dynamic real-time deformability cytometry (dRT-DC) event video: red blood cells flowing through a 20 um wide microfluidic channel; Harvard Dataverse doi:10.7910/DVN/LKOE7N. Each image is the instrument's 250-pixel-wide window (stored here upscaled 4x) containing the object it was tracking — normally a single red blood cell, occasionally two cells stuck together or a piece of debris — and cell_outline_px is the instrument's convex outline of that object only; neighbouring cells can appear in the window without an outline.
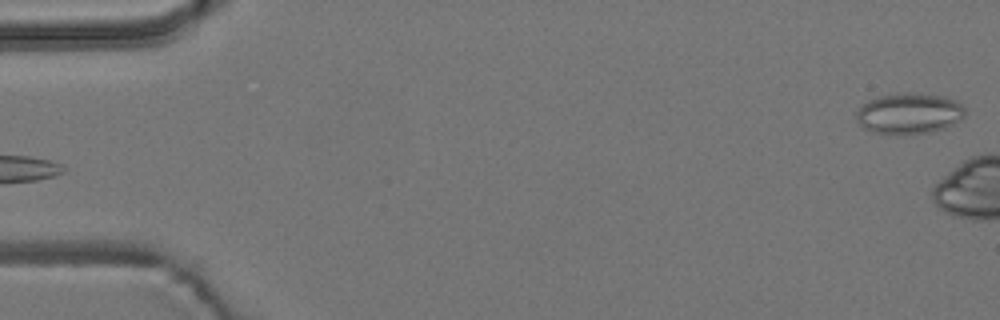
{"species": "common noctule bat (a hibernating species)", "species_latin": "Nyctalus noctula", "temperature_condition": "room temperature", "stored_images_in_passage": 5, "camera_frame_rate_fps": 3000, "um_per_image_px": 0.085, "animal": {"sex": "male", "body_mass_g": 19.2, "forearm_length_mm": 51.8}, "frame": {"image": 1, "passage_image": 5, "time_ms": 4.333, "image_size_px": [1000, 320], "cell_outline_px": [[964, 116], [960, 120], [944, 128], [928, 132], [872, 132], [864, 128], [860, 124], [856, 116], [856, 112], [868, 100], [880, 96], [904, 92], [912, 92], [944, 96], [956, 100], [964, 108]], "centroid_in_image_um": [77.29, 9.6], "position_along_channel_um": 7.7, "area_um2": 25.26}}